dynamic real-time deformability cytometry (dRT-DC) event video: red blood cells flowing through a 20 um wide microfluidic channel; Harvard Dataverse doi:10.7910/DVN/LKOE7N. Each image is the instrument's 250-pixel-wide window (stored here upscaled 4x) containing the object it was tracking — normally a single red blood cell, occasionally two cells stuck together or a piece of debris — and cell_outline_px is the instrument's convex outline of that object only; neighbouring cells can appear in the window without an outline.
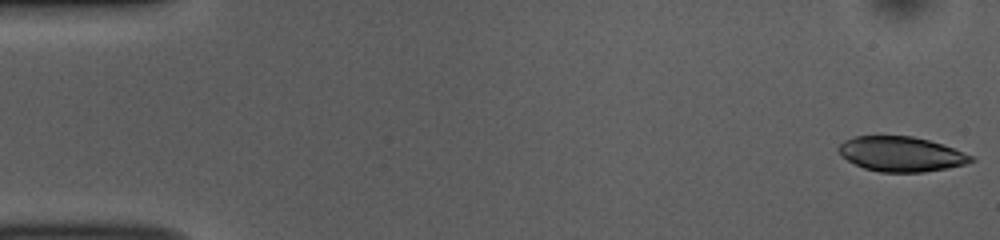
{"species": "common noctule bat (a hibernating species)", "species_latin": "Nyctalus noctula", "temperature_condition": "room temperature", "stored_images_in_passage": 51, "camera_frame_rate_fps": 3000, "um_per_image_px": 0.085, "animal": {"sex": "female", "body_mass_g": 10.0, "forearm_length_mm": 53.1}, "frame": {"image": 1, "passage_image": 1, "time_ms": 0.0, "image_size_px": [1000, 240], "cell_outline_px": [[976, 160], [964, 164], [948, 168], [924, 172], [880, 172], [864, 168], [840, 156], [840, 144], [844, 140], [856, 136], [912, 136], [928, 140], [952, 148], [972, 156]], "centroid_in_image_um": [76.58, 13.1], "position_along_channel_um": 8.4, "area_um2": 26.59}}
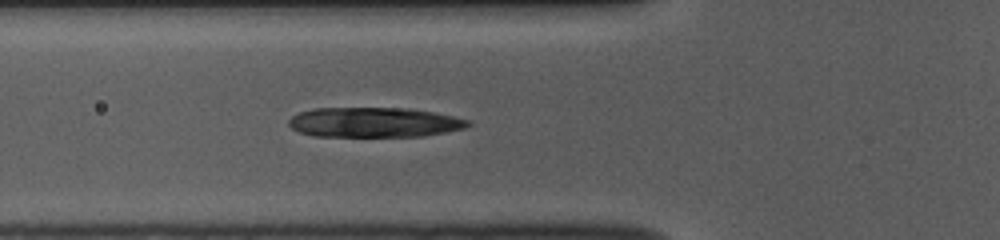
{"frame": {"image": 2, "passage_image": 18, "time_ms": 5.667, "image_size_px": [1000, 240], "cell_outline_px": [[472, 124], [464, 128], [424, 136], [312, 136], [300, 132], [292, 128], [288, 124], [288, 120], [292, 116], [300, 112], [312, 108], [404, 108], [432, 112], [452, 116], [468, 120]], "centroid_in_image_um": [31.76, 10.4], "position_along_channel_um": 94.0, "area_um2": 31.04}}
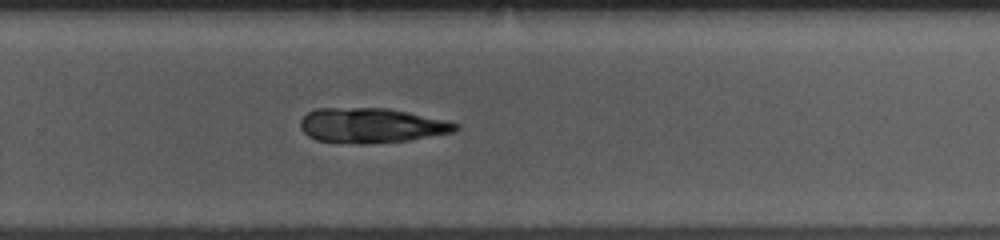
{"frame": {"image": 3, "passage_image": 34, "time_ms": 11.0, "image_size_px": [1000, 240], "cell_outline_px": [[460, 128], [456, 132], [408, 140], [360, 144], [316, 140], [308, 136], [300, 128], [300, 120], [308, 112], [316, 108], [388, 108], [408, 112], [444, 120], [460, 124]], "centroid_in_image_um": [31.57, 10.66], "position_along_channel_um": 298.2, "area_um2": 31.5}}